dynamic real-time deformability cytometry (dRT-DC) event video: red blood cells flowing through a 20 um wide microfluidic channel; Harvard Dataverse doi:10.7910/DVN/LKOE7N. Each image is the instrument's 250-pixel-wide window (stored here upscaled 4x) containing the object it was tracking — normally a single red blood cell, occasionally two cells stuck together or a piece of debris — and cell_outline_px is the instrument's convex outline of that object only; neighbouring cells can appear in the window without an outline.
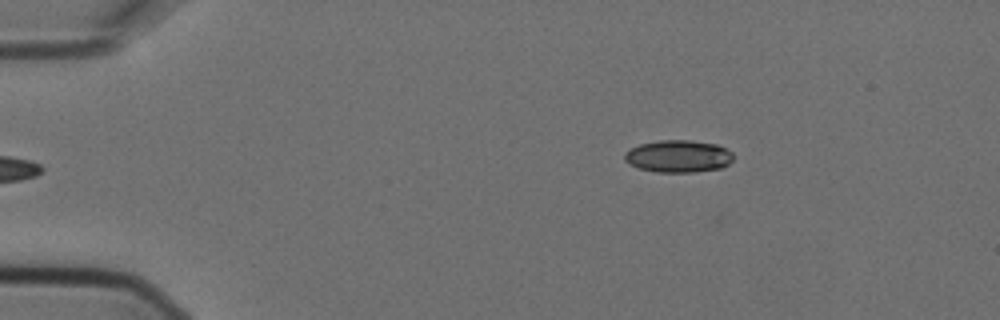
{"species": "Egyptian fruit bat (a non-hibernating species)", "species_latin": "Rousettus aegyptiacus", "temperature_condition": "cold", "stored_images_in_passage": 2, "camera_frame_rate_fps": 3000, "um_per_image_px": 0.085, "animal": {"sex": "female"}, "frame": {"image": 1, "passage_image": 2, "time_ms": 0.333, "image_size_px": [1000, 320], "cell_outline_px": [[732, 160], [728, 164], [720, 168], [696, 172], [656, 172], [640, 168], [624, 160], [624, 152], [640, 144], [660, 140], [688, 140], [716, 144], [732, 152]], "centroid_in_image_um": [57.65, 13.28], "position_along_channel_um": 27.3, "area_um2": 20.29}}